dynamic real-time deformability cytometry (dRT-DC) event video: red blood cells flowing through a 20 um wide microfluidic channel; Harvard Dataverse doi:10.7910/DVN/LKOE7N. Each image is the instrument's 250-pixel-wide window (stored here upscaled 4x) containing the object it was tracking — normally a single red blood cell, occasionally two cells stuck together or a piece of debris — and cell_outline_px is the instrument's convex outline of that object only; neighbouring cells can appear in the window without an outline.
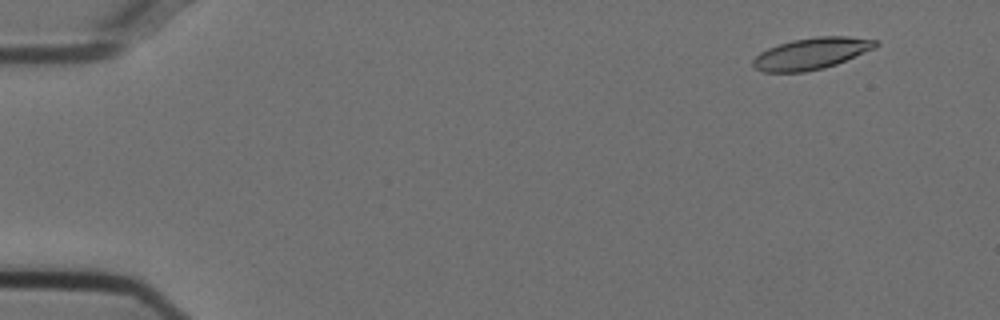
{"species": "Egyptian fruit bat (a non-hibernating species)", "species_latin": "Rousettus aegyptiacus", "temperature_condition": "cold", "stored_images_in_passage": 27, "camera_frame_rate_fps": 3000, "um_per_image_px": 0.085, "animal": {"sex": "female"}, "frame": {"image": 1, "passage_image": 5, "time_ms": 1.333, "image_size_px": [1000, 320], "cell_outline_px": [[880, 44], [872, 48], [836, 64], [824, 68], [804, 72], [764, 72], [756, 68], [752, 64], [752, 60], [760, 52], [768, 48], [792, 40], [816, 36], [848, 36], [880, 40]], "centroid_in_image_um": [68.96, 4.54], "position_along_channel_um": 16.0, "area_um2": 22.37}}
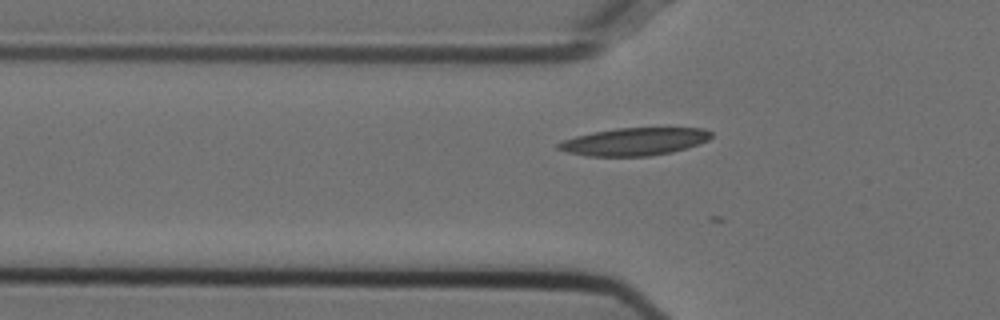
{"frame": {"image": 2, "passage_image": 19, "time_ms": 6.0, "image_size_px": [1000, 320], "cell_outline_px": [[712, 136], [708, 140], [700, 144], [672, 152], [648, 156], [588, 156], [568, 152], [556, 148], [556, 144], [560, 140], [592, 132], [616, 128], [704, 128], [712, 132]], "centroid_in_image_um": [53.91, 12.03], "position_along_channel_um": 71.9, "area_um2": 24.74}}
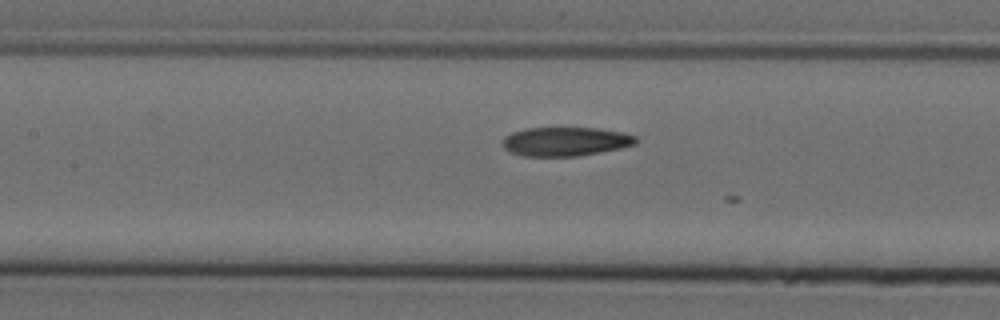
{"frame": {"image": 3, "passage_image": 26, "time_ms": 8.333, "image_size_px": [1000, 320], "cell_outline_px": [[636, 144], [620, 148], [580, 156], [524, 156], [508, 152], [504, 148], [504, 136], [512, 132], [524, 128], [596, 128], [624, 132], [636, 136]], "centroid_in_image_um": [48.06, 12.03], "position_along_channel_um": 159.3, "area_um2": 22.54}}